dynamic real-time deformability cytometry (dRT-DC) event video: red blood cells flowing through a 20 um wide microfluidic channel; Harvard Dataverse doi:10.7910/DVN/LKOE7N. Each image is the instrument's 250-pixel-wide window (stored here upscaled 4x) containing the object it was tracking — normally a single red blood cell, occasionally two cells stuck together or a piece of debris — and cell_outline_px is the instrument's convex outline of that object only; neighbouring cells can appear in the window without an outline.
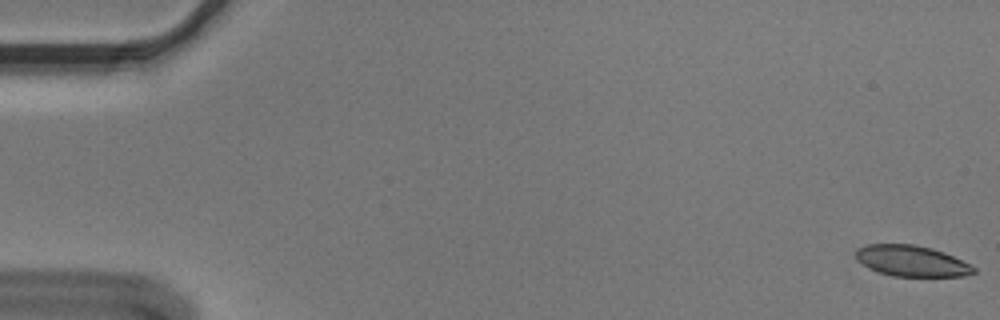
{"species": "Egyptian fruit bat (a non-hibernating species)", "species_latin": "Rousettus aegyptiacus", "temperature_condition": "cold", "stored_images_in_passage": 56, "camera_frame_rate_fps": 3000, "um_per_image_px": 0.085, "animal": {"sex": "male"}, "frame": {"image": 1, "passage_image": 1, "time_ms": 0.0, "image_size_px": [1000, 320], "cell_outline_px": [[976, 272], [964, 276], [892, 276], [868, 268], [856, 260], [856, 252], [860, 248], [868, 244], [916, 244], [932, 248], [944, 252], [976, 268]], "centroid_in_image_um": [77.47, 22.18], "position_along_channel_um": 7.5, "area_um2": 21.1}}
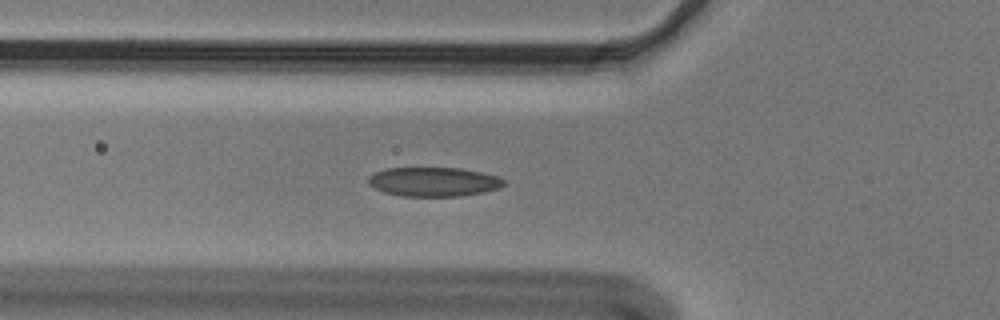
{"frame": {"image": 2, "passage_image": 20, "time_ms": 6.333, "image_size_px": [1000, 320], "cell_outline_px": [[504, 184], [500, 188], [484, 192], [460, 196], [400, 196], [384, 192], [368, 184], [368, 176], [376, 172], [388, 168], [460, 168], [500, 176], [504, 180]], "centroid_in_image_um": [36.87, 15.45], "position_along_channel_um": 88.9, "area_um2": 23.06}}
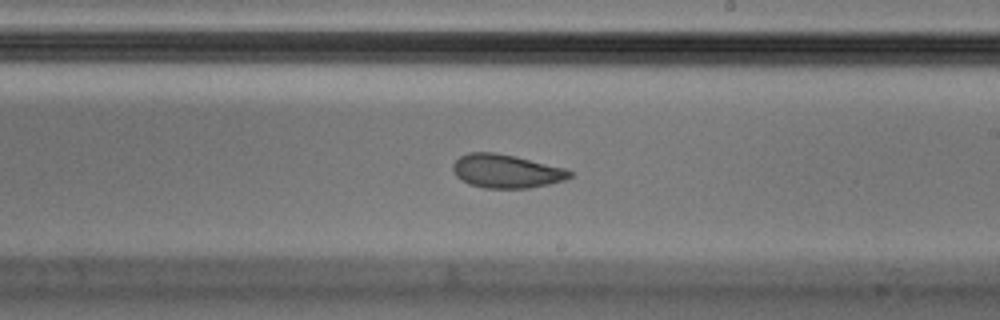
{"frame": {"image": 3, "passage_image": 33, "time_ms": 10.667, "image_size_px": [1000, 320], "cell_outline_px": [[572, 176], [564, 180], [548, 184], [528, 188], [484, 188], [468, 184], [460, 180], [456, 176], [452, 168], [452, 164], [460, 156], [468, 152], [496, 152], [516, 156], [564, 168], [572, 172]], "centroid_in_image_um": [42.99, 14.54], "position_along_channel_um": 246.0, "area_um2": 22.95}, "authors_computed_cell_mechanics": {"area_um2": 23.3801, "velocity_mm_per_s": 3.6065, "shape_relaxation_time_tau1_ms": 7.6921, "shape_relaxation_time_tau2_ms": 2.3095, "deformation_change_tau1": 0.1591, "deformation_change_tau2": 0.0794}}